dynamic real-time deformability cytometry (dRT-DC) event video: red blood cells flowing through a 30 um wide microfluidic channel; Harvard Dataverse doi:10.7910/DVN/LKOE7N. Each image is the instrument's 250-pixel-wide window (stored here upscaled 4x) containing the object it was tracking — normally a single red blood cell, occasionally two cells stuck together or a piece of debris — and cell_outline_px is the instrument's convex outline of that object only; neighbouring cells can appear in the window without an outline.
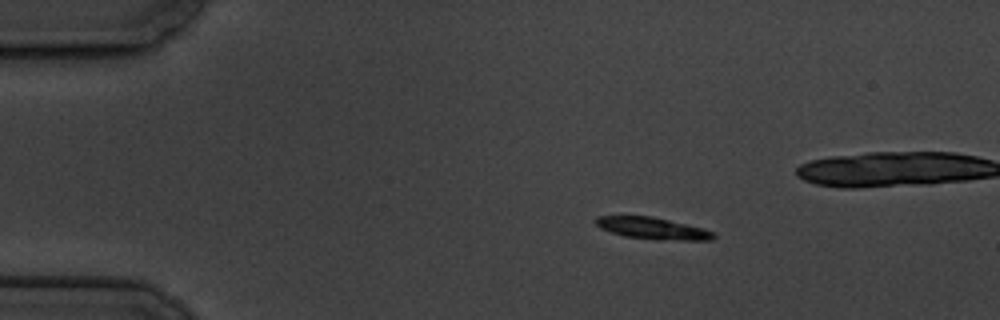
{"species": "common noctule bat (a hibernating species)", "species_latin": "Nyctalus noctula", "temperature_condition": "cold", "stored_images_in_passage": 5, "camera_frame_rate_fps": 3000, "um_per_image_px": 0.085, "animal": {"sex": "male", "body_mass_g": 19.5, "forearm_length_mm": 54.6}, "frame": {"image": 1, "passage_image": 2, "time_ms": 1.0, "image_size_px": [1000, 320], "cell_outline_px": [[716, 236], [712, 240], [660, 240], [624, 236], [600, 228], [596, 224], [596, 216], [652, 216], [688, 224], [704, 228], [716, 232]], "centroid_in_image_um": [55.54, 19.41], "position_along_channel_um": 29.5, "area_um2": 15.03}}